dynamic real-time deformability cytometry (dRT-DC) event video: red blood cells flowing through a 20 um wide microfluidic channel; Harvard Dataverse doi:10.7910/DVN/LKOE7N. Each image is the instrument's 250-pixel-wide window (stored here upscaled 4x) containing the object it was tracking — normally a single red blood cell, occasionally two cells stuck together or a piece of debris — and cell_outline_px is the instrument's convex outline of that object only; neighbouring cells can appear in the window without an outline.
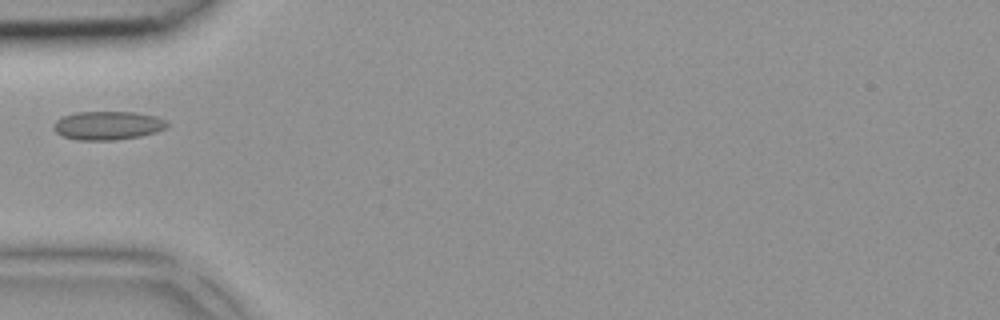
{"species": "common noctule bat (a hibernating species)", "species_latin": "Nyctalus noctula", "temperature_condition": "room temperature", "stored_images_in_passage": 1, "camera_frame_rate_fps": 3000, "um_per_image_px": 0.085, "animal": {"sex": "female", "body_mass_g": 18.4}, "frame": {"image": 1, "passage_image": 1, "time_ms": 0.0, "image_size_px": [1000, 320], "cell_outline_px": [[168, 124], [164, 128], [156, 132], [140, 136], [116, 140], [76, 140], [64, 136], [56, 132], [52, 128], [52, 124], [56, 120], [64, 116], [76, 112], [136, 112], [156, 116], [168, 120]], "centroid_in_image_um": [9.16, 10.66], "position_along_channel_um": 75.8, "area_um2": 19.02}}